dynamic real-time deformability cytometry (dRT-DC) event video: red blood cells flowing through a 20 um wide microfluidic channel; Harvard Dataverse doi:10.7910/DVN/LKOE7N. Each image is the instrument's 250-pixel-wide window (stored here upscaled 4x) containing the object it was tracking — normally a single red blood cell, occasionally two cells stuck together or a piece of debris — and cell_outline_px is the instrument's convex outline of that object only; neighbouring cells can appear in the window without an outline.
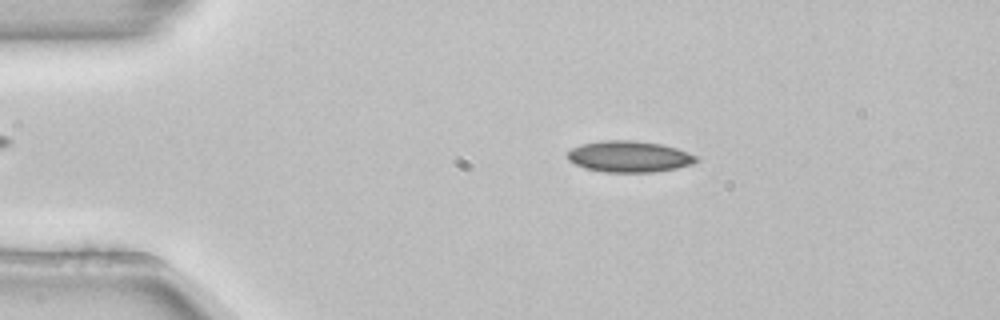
{"species": "common noctule bat (a hibernating species)", "species_latin": "Nyctalus noctula", "temperature_condition": "room temperature", "stored_images_in_passage": 53, "camera_frame_rate_fps": 3000, "um_per_image_px": 0.085, "animal": {"sex": "female", "body_mass_g": 22.7, "forearm_length_mm": 54.2}, "frame": {"image": 1, "passage_image": 10, "time_ms": 3.0, "image_size_px": [1000, 320], "cell_outline_px": [[700, 160], [692, 164], [676, 168], [652, 172], [604, 172], [588, 168], [576, 164], [568, 160], [568, 152], [572, 148], [580, 144], [600, 140], [632, 140], [660, 144], [676, 148], [696, 156]], "centroid_in_image_um": [53.47, 13.3], "position_along_channel_um": 31.5, "area_um2": 23.29}}
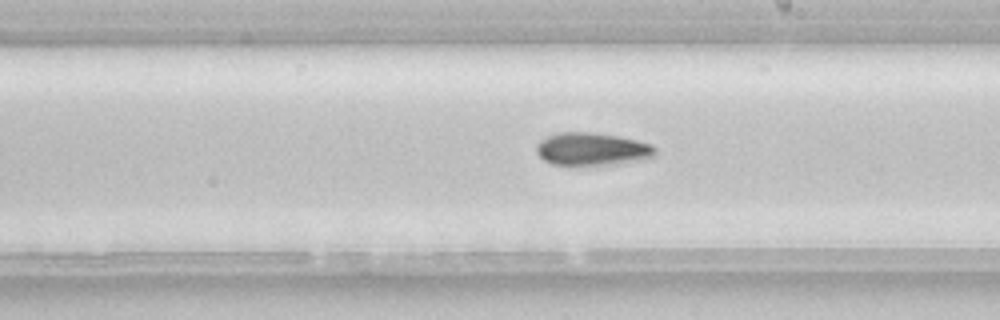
{"frame": {"image": 2, "passage_image": 30, "time_ms": 9.667, "image_size_px": [1000, 320], "cell_outline_px": [[656, 156], [644, 160], [616, 164], [552, 164], [544, 160], [536, 152], [536, 144], [540, 140], [556, 132], [592, 132], [616, 136], [636, 140], [652, 144], [656, 148]], "centroid_in_image_um": [50.35, 12.66], "position_along_channel_um": 238.6, "area_um2": 22.72}}
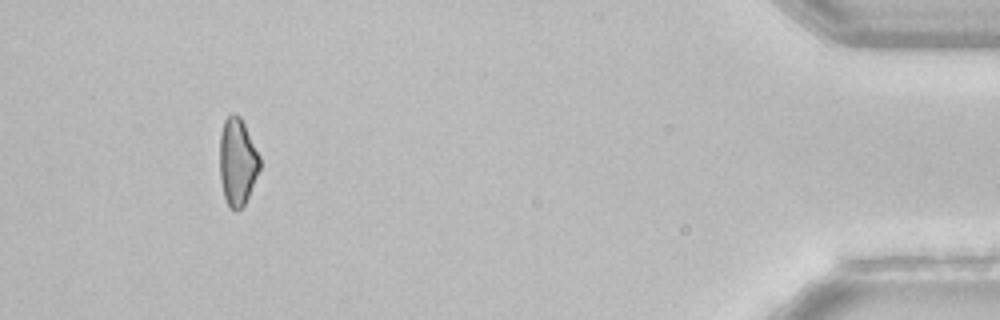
{"frame": {"image": 3, "passage_image": 49, "time_ms": 16.0, "image_size_px": [1000, 320], "cell_outline_px": [[260, 168], [248, 196], [244, 204], [236, 212], [228, 204], [224, 196], [220, 180], [220, 132], [224, 120], [232, 112], [236, 112], [240, 116], [260, 156]], "centroid_in_image_um": [20.17, 13.71], "position_along_channel_um": 415.0, "area_um2": 20.29}, "authors_computed_cell_mechanics": {"area_um2": 22.3686, "velocity_mm_per_s": 3.8742, "shape_relaxation_time_tau1_ms": 4.992, "shape_relaxation_time_tau2_ms": null, "deformation_change_tau1": 0.1254, "deformation_change_tau2": null}}